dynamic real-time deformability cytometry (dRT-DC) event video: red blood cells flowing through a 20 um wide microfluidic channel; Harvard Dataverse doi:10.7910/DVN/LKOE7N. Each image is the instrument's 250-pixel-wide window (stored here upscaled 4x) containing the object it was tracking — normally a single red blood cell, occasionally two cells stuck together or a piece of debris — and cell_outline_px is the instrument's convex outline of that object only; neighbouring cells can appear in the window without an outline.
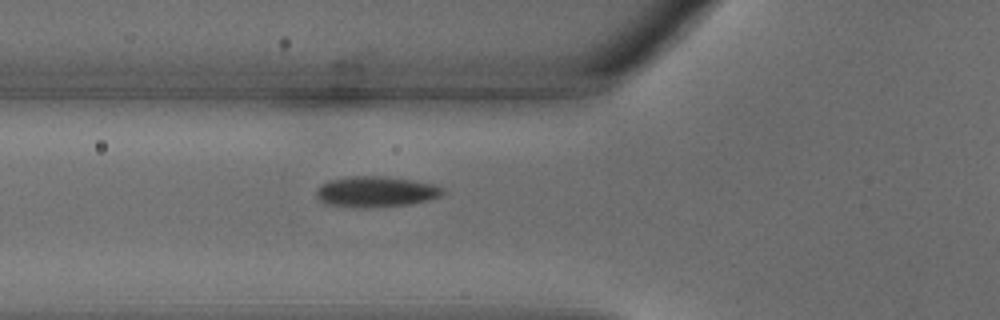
{"species": "common noctule bat (a hibernating species)", "species_latin": "Nyctalus noctula", "temperature_condition": "warm", "stored_images_in_passage": 21, "camera_frame_rate_fps": 3000, "um_per_image_px": 0.085, "animal": {"sex": "male", "body_mass_g": 18.8}, "frame": {"image": 1, "passage_image": 2, "time_ms": 0.333, "image_size_px": [1000, 320], "cell_outline_px": [[444, 192], [440, 196], [428, 200], [408, 204], [324, 204], [316, 196], [316, 192], [324, 184], [332, 180], [356, 176], [380, 176], [416, 180], [436, 184], [444, 188]], "centroid_in_image_um": [32.07, 16.23], "position_along_channel_um": 93.7, "area_um2": 21.21}}
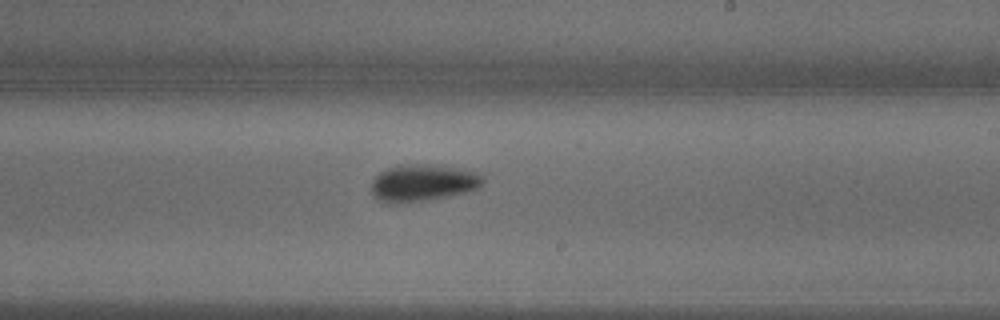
{"frame": {"image": 2, "passage_image": 10, "time_ms": 3.0, "image_size_px": [1000, 320], "cell_outline_px": [[484, 180], [476, 188], [468, 192], [428, 200], [380, 200], [372, 196], [372, 180], [380, 172], [388, 168], [400, 164], [452, 168], [476, 172], [484, 176]], "centroid_in_image_um": [35.95, 15.53], "position_along_channel_um": 253.0, "area_um2": 22.77}}
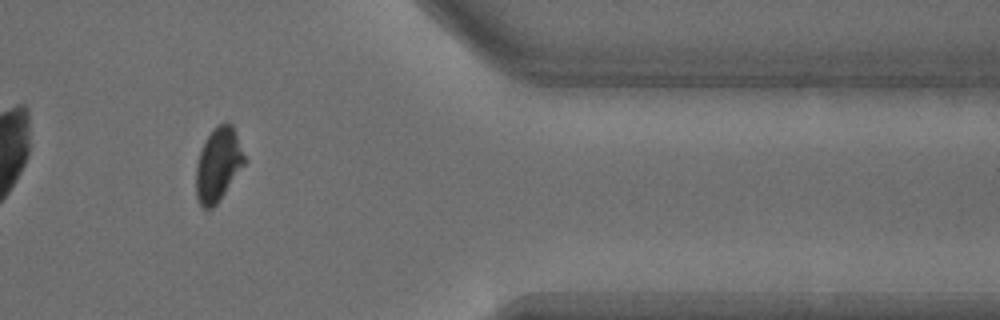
{"frame": {"image": 3, "passage_image": 18, "time_ms": 5.667, "image_size_px": [1000, 320], "cell_outline_px": [[248, 160], [216, 204], [212, 208], [200, 208], [196, 200], [196, 164], [200, 152], [212, 128], [216, 124], [224, 120], [232, 124]], "centroid_in_image_um": [18.56, 13.96], "position_along_channel_um": 392.8, "area_um2": 21.1}}